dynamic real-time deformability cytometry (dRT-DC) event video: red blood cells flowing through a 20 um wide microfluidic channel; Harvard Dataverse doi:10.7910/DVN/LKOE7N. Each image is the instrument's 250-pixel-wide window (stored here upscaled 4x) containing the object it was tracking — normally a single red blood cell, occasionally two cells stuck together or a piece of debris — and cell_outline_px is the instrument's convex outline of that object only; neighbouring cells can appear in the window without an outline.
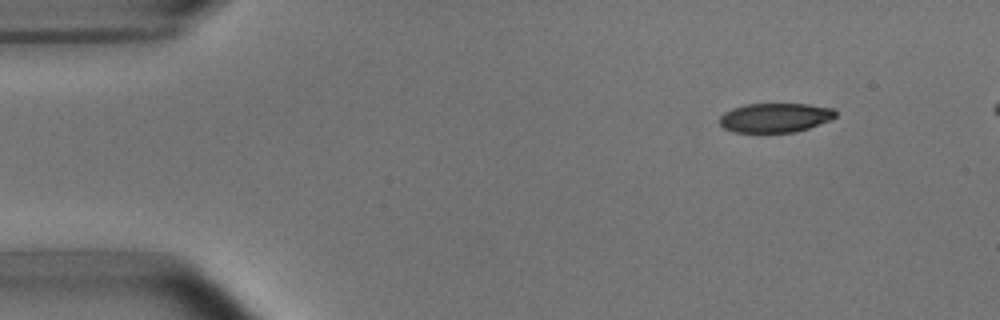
{"species": "common noctule bat (a hibernating species)", "species_latin": "Nyctalus noctula", "temperature_condition": "room temperature", "stored_images_in_passage": 8, "camera_frame_rate_fps": 3000, "um_per_image_px": 0.085, "animal": {"sex": "male", "body_mass_g": 15.6}, "frame": {"image": 1, "passage_image": 2, "time_ms": 1.333, "image_size_px": [1000, 320], "cell_outline_px": [[836, 116], [828, 120], [808, 128], [796, 132], [732, 132], [724, 128], [720, 124], [720, 116], [724, 112], [732, 108], [744, 104], [808, 104], [832, 108], [836, 112]], "centroid_in_image_um": [65.85, 10.0], "position_along_channel_um": 19.2, "area_um2": 19.71}}
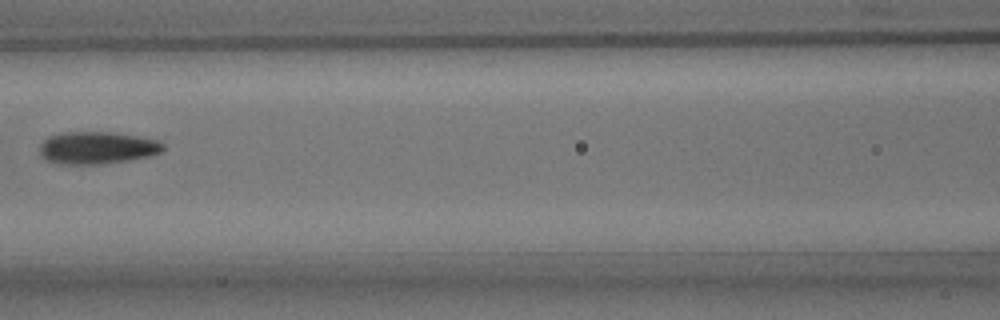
{"frame": {"image": 2, "passage_image": 7, "time_ms": 7.333, "image_size_px": [1000, 320], "cell_outline_px": [[164, 148], [160, 152], [148, 156], [132, 160], [100, 164], [56, 164], [44, 160], [40, 156], [40, 144], [48, 136], [60, 132], [112, 132], [136, 136], [156, 140], [164, 144]], "centroid_in_image_um": [8.19, 12.57], "position_along_channel_um": 158.4, "area_um2": 23.47}}
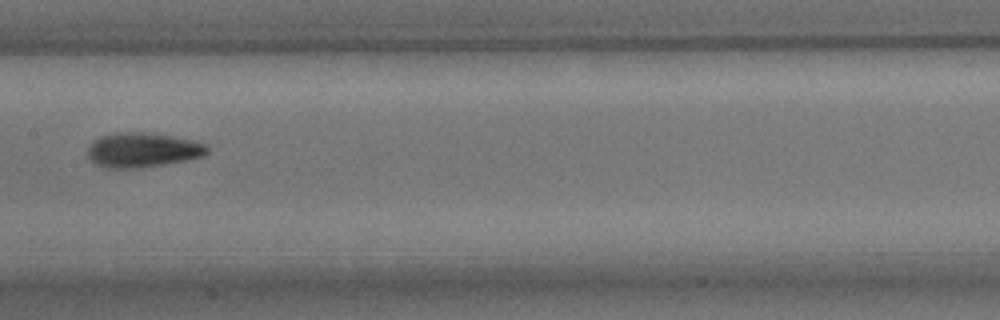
{"frame": {"image": 3, "passage_image": 8, "time_ms": 8.333, "image_size_px": [1000, 320], "cell_outline_px": [[208, 152], [204, 156], [188, 160], [164, 164], [136, 168], [104, 168], [96, 164], [88, 156], [88, 148], [92, 140], [100, 136], [116, 132], [144, 132], [192, 140], [208, 144]], "centroid_in_image_um": [12.11, 12.75], "position_along_channel_um": 195.3, "area_um2": 24.16}}